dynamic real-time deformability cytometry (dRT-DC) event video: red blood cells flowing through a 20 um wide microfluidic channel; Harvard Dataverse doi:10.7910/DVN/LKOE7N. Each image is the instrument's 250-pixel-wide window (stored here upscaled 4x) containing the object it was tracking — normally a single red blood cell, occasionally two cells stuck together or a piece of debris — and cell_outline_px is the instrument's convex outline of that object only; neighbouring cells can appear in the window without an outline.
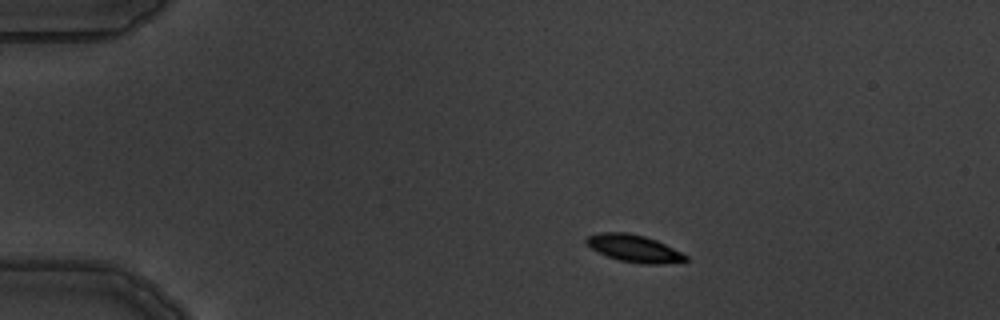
{"species": "common noctule bat (a hibernating species)", "species_latin": "Nyctalus noctula", "temperature_condition": "warm", "stored_images_in_passage": 8, "camera_frame_rate_fps": 3000, "um_per_image_px": 0.085, "animal": {"sex": "male", "body_mass_g": 19.5, "forearm_length_mm": 54.6}, "frame": {"image": 1, "passage_image": 2, "time_ms": 1.0, "image_size_px": [1000, 320], "cell_outline_px": [[688, 260], [660, 264], [648, 264], [620, 260], [608, 256], [592, 248], [584, 240], [588, 236], [600, 232], [628, 232], [644, 236], [656, 240], [688, 256]], "centroid_in_image_um": [53.89, 21.1], "position_along_channel_um": 31.1, "area_um2": 15.37}}
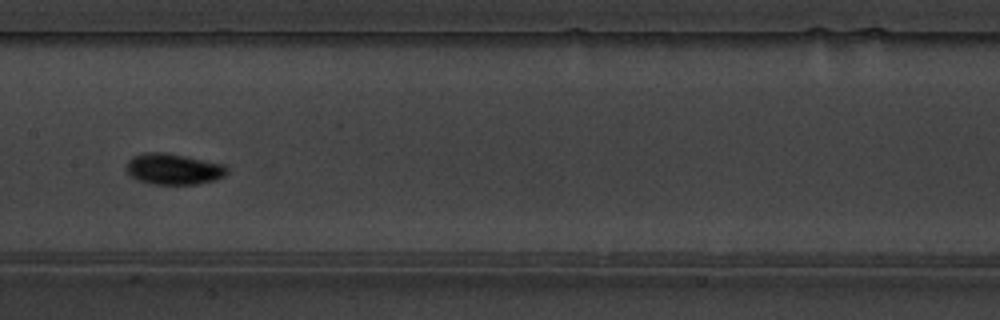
{"frame": {"image": 2, "passage_image": 7, "time_ms": 7.0, "image_size_px": [1000, 320], "cell_outline_px": [[228, 172], [224, 176], [216, 180], [196, 184], [152, 184], [140, 180], [132, 176], [128, 172], [128, 160], [132, 156], [144, 152], [164, 152], [224, 164], [228, 168]], "centroid_in_image_um": [14.78, 14.36], "position_along_channel_um": 192.6, "area_um2": 18.03}}
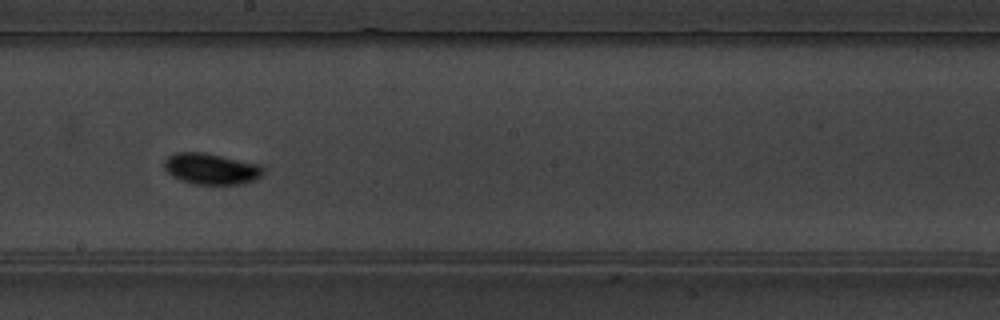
{"frame": {"image": 3, "passage_image": 8, "time_ms": 8.0, "image_size_px": [1000, 320], "cell_outline_px": [[264, 172], [260, 176], [244, 184], [192, 184], [180, 180], [172, 176], [164, 168], [164, 160], [168, 156], [176, 152], [204, 152], [260, 164], [264, 168]], "centroid_in_image_um": [17.93, 14.34], "position_along_channel_um": 230.3, "area_um2": 18.03}}